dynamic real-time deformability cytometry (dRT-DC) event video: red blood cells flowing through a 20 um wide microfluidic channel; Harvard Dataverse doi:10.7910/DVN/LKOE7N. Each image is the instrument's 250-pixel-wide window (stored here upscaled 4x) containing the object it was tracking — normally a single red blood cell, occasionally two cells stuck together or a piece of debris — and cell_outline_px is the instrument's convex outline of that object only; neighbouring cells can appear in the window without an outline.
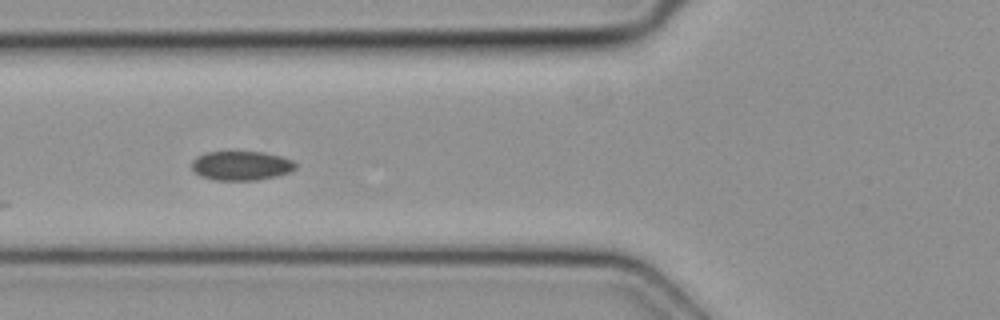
{"species": "common noctule bat (a hibernating species)", "species_latin": "Nyctalus noctula", "temperature_condition": "cold", "stored_images_in_passage": 6, "camera_frame_rate_fps": 3000, "um_per_image_px": 0.085, "animal": {"sex": "female", "body_mass_g": 19.3, "forearm_length_mm": 54.1}, "frame": {"image": 1, "passage_image": 4, "time_ms": 1.0, "image_size_px": [1000, 320], "cell_outline_px": [[296, 168], [292, 172], [276, 176], [256, 180], [216, 180], [200, 176], [192, 172], [192, 160], [196, 156], [208, 152], [264, 152], [280, 156], [292, 160], [296, 164]], "centroid_in_image_um": [20.49, 14.08], "position_along_channel_um": 105.3, "area_um2": 17.8}}
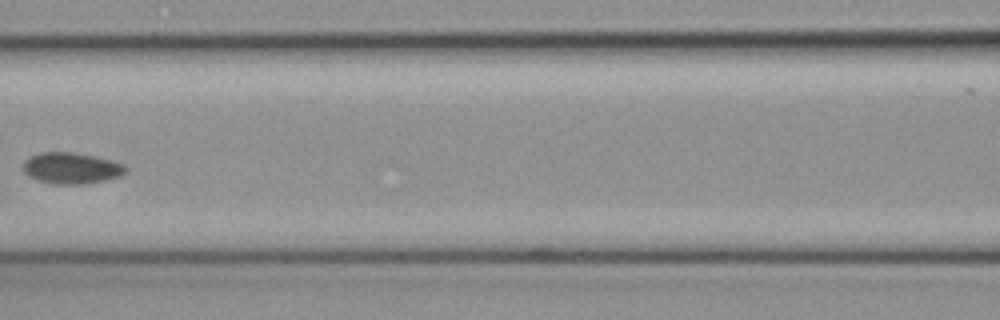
{"frame": {"image": 2, "passage_image": 5, "time_ms": 1.333, "image_size_px": [1000, 320], "cell_outline_px": [[128, 172], [120, 176], [108, 180], [84, 184], [52, 184], [28, 176], [24, 172], [24, 160], [40, 152], [72, 152], [96, 156], [112, 160], [124, 164], [128, 168]], "centroid_in_image_um": [6.13, 14.29], "position_along_channel_um": 160.5, "area_um2": 18.84}}